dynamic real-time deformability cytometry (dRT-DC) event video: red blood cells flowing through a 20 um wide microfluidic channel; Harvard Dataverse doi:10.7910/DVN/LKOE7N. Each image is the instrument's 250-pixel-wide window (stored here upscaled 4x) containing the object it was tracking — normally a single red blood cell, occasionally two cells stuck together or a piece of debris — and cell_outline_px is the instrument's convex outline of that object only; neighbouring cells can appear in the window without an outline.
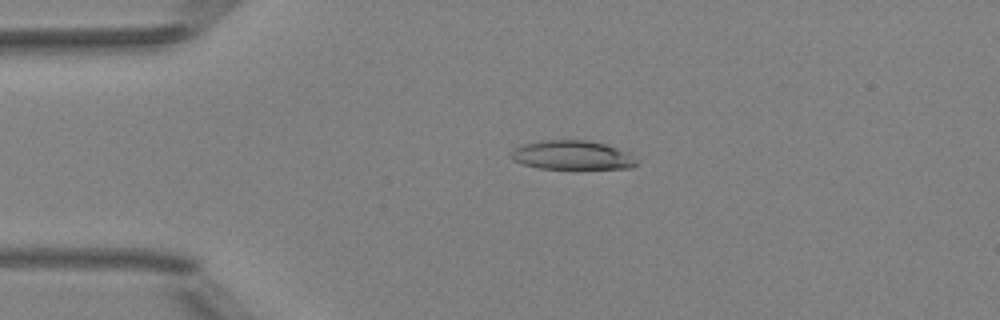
{"species": "Egyptian fruit bat (a non-hibernating species)", "species_latin": "Rousettus aegyptiacus", "temperature_condition": "room temperature", "stored_images_in_passage": 2, "camera_frame_rate_fps": 3000, "um_per_image_px": 0.085, "animal": {"sex": "female"}, "frame": {"image": 1, "passage_image": 1, "time_ms": 0.0, "image_size_px": [1000, 320], "cell_outline_px": [[636, 164], [632, 168], [536, 168], [512, 160], [508, 156], [508, 152], [524, 144], [540, 140], [588, 140], [604, 144], [628, 152], [636, 160]], "centroid_in_image_um": [48.57, 13.18], "position_along_channel_um": 36.4, "area_um2": 21.15}}